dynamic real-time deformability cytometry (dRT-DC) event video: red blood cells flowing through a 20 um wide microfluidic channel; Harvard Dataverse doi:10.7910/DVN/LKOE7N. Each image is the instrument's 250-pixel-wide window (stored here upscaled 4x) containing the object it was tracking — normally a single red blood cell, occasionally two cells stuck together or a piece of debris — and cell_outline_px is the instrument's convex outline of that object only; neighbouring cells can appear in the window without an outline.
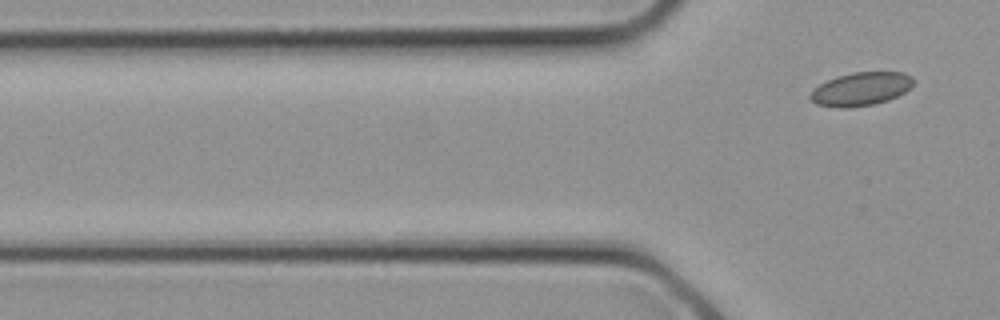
{"species": "common noctule bat (a hibernating species)", "species_latin": "Nyctalus noctula", "temperature_condition": "cold", "stored_images_in_passage": 2, "camera_frame_rate_fps": 3000, "um_per_image_px": 0.085, "animal": {"sex": "female", "body_mass_g": 21.9}, "frame": {"image": 1, "passage_image": 2, "time_ms": 0.333, "image_size_px": [1000, 320], "cell_outline_px": [[912, 84], [904, 92], [888, 100], [872, 104], [848, 108], [840, 108], [816, 104], [808, 96], [812, 88], [836, 76], [852, 72], [904, 72], [912, 76]], "centroid_in_image_um": [73.13, 7.56], "position_along_channel_um": 52.7, "area_um2": 20.0}}